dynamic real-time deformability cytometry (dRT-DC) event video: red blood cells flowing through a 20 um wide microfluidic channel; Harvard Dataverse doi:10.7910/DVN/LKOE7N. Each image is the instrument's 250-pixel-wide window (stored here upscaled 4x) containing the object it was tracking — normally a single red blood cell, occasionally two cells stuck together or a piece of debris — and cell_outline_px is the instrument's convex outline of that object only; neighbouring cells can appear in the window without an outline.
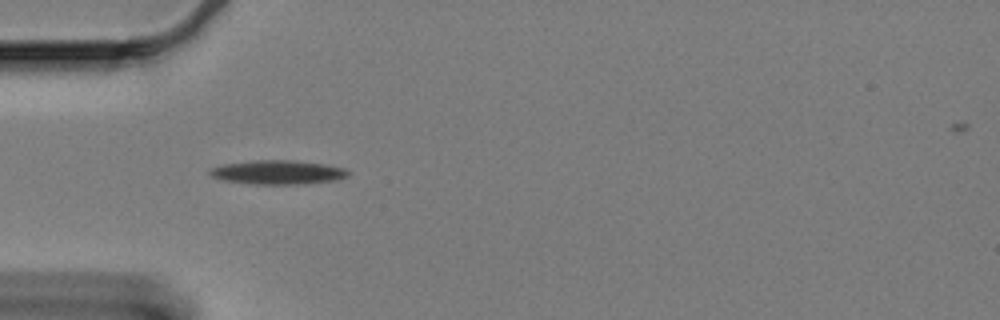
{"species": "Egyptian fruit bat (a non-hibernating species)", "species_latin": "Rousettus aegyptiacus", "temperature_condition": "cold", "stored_images_in_passage": 9, "camera_frame_rate_fps": 3000, "um_per_image_px": 0.085, "animal": {"sex": "female"}, "frame": {"image": 1, "passage_image": 1, "time_ms": 0.0, "image_size_px": [1000, 320], "cell_outline_px": [[352, 172], [348, 176], [336, 180], [308, 184], [252, 184], [220, 180], [212, 176], [208, 172], [208, 168], [220, 164], [252, 160], [292, 160], [324, 164], [344, 168]], "centroid_in_image_um": [23.58, 14.64], "position_along_channel_um": 61.4, "area_um2": 19.77}}